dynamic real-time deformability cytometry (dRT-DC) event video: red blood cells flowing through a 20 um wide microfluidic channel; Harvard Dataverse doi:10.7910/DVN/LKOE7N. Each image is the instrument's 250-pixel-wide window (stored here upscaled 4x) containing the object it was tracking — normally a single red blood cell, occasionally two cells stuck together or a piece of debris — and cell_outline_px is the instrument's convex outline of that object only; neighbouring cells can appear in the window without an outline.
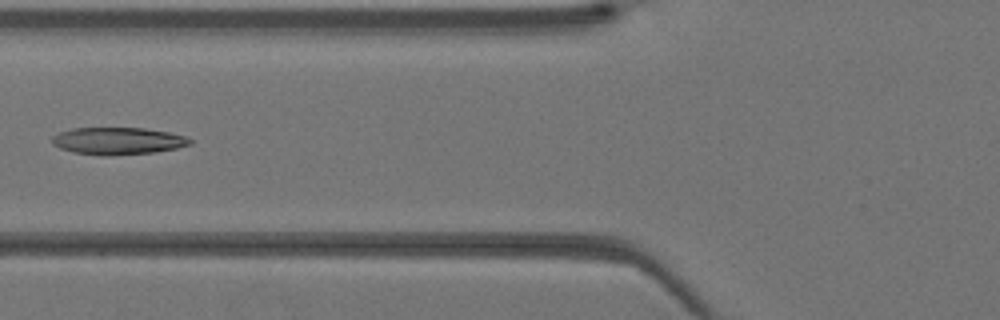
{"species": "Egyptian fruit bat (a non-hibernating species)", "species_latin": "Rousettus aegyptiacus", "temperature_condition": "warm", "stored_images_in_passage": 31, "camera_frame_rate_fps": 3000, "um_per_image_px": 0.085, "animal": {"sex": "female"}, "frame": {"image": 1, "passage_image": 6, "time_ms": 1.667, "image_size_px": [1000, 320], "cell_outline_px": [[192, 144], [176, 148], [156, 152], [108, 156], [104, 156], [72, 152], [60, 148], [52, 144], [52, 136], [60, 132], [72, 128], [144, 128], [168, 132], [188, 136], [192, 140]], "centroid_in_image_um": [10.03, 11.98], "position_along_channel_um": 115.8, "area_um2": 22.02}}
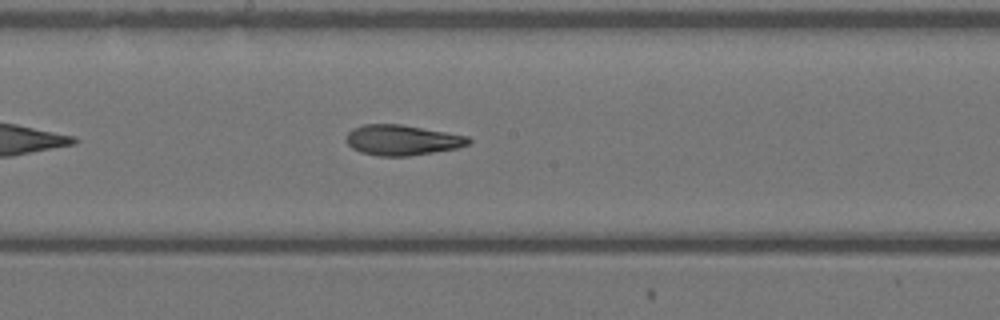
{"frame": {"image": 2, "passage_image": 12, "time_ms": 3.667, "image_size_px": [1000, 320], "cell_outline_px": [[472, 140], [468, 144], [456, 148], [408, 156], [380, 156], [360, 152], [352, 148], [344, 140], [348, 132], [352, 128], [364, 124], [400, 124], [468, 136]], "centroid_in_image_um": [34.13, 11.9], "position_along_channel_um": 214.1, "area_um2": 21.56}}
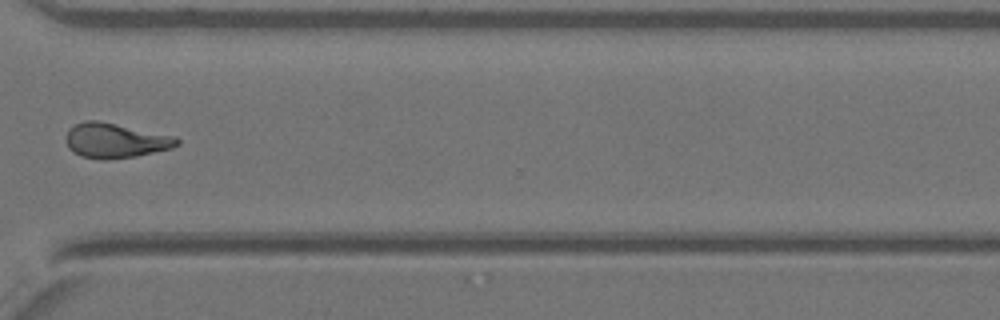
{"frame": {"image": 3, "passage_image": 21, "time_ms": 6.667, "image_size_px": [1000, 320], "cell_outline_px": [[180, 144], [172, 148], [136, 156], [104, 160], [80, 156], [72, 152], [68, 148], [64, 140], [68, 128], [84, 120], [100, 120], [176, 136], [180, 140]], "centroid_in_image_um": [9.78, 11.93], "position_along_channel_um": 360.8, "area_um2": 22.95}}